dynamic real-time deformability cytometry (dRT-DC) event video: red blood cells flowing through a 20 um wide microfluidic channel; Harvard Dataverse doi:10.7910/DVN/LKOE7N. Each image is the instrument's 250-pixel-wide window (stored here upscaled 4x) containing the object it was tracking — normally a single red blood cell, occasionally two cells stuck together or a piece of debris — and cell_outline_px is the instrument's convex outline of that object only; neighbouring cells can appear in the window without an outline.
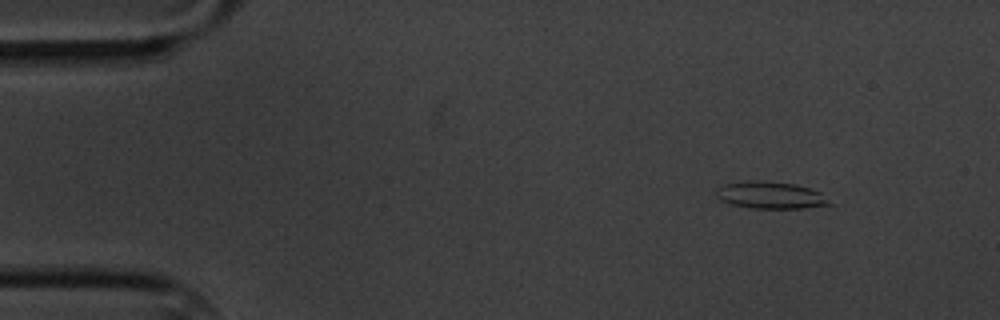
{"species": "common noctule bat (a hibernating species)", "species_latin": "Nyctalus noctula", "temperature_condition": "cold", "stored_images_in_passage": 3, "camera_frame_rate_fps": 3000, "um_per_image_px": 0.085, "animal": {"sex": "male", "body_mass_g": 20.1, "forearm_length_mm": 53.5}, "frame": {"image": 1, "passage_image": 1, "time_ms": 0.0, "image_size_px": [1000, 320], "cell_outline_px": [[832, 204], [804, 208], [752, 208], [732, 204], [720, 200], [716, 196], [716, 192], [724, 184], [748, 180], [760, 180], [796, 184], [820, 192]], "centroid_in_image_um": [65.48, 16.58], "position_along_channel_um": 19.5, "area_um2": 17.69}}
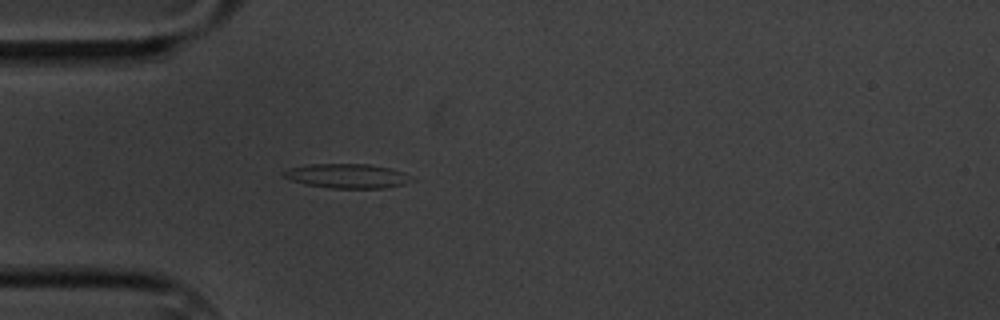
{"frame": {"image": 2, "passage_image": 3, "time_ms": 3.333, "image_size_px": [1000, 320], "cell_outline_px": [[416, 180], [404, 184], [388, 188], [332, 188], [308, 184], [292, 180], [284, 176], [280, 172], [292, 168], [308, 164], [368, 164], [388, 168], [404, 172]], "centroid_in_image_um": [29.57, 14.96], "position_along_channel_um": 55.4, "area_um2": 18.03}}